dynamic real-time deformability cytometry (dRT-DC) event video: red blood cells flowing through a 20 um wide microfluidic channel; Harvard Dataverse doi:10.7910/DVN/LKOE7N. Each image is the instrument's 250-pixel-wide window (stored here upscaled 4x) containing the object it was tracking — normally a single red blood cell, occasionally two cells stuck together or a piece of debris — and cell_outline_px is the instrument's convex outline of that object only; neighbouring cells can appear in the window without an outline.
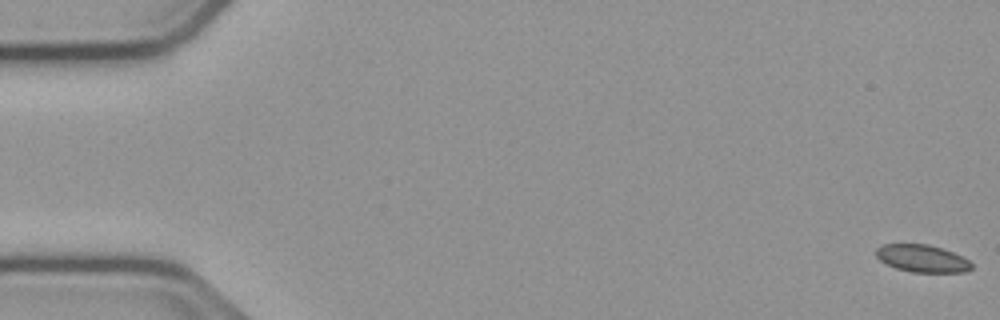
{"species": "common noctule bat (a hibernating species)", "species_latin": "Nyctalus noctula", "temperature_condition": "cold", "stored_images_in_passage": 56, "camera_frame_rate_fps": 3000, "um_per_image_px": 0.085, "animal": {"sex": "male", "body_mass_g": 23.1, "forearm_length_mm": 52.7}, "frame": {"image": 1, "passage_image": 1, "time_ms": 0.0, "image_size_px": [1000, 320], "cell_outline_px": [[972, 268], [964, 272], [912, 272], [896, 268], [880, 260], [876, 256], [876, 248], [880, 244], [928, 244], [952, 252], [968, 260], [972, 264]], "centroid_in_image_um": [78.35, 21.96], "position_along_channel_um": 6.6, "area_um2": 15.09}}
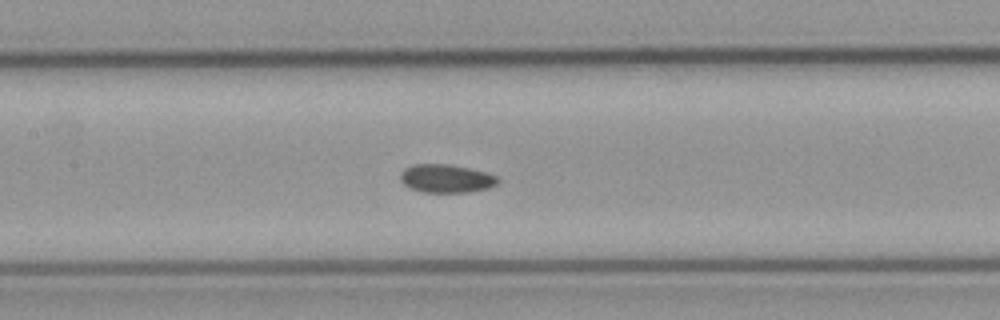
{"frame": {"image": 2, "passage_image": 26, "time_ms": 8.333, "image_size_px": [1000, 320], "cell_outline_px": [[500, 180], [496, 184], [488, 188], [468, 192], [424, 192], [408, 188], [400, 180], [400, 172], [404, 168], [412, 164], [448, 164], [468, 168], [500, 176]], "centroid_in_image_um": [37.91, 15.17], "position_along_channel_um": 169.5, "area_um2": 16.18}}
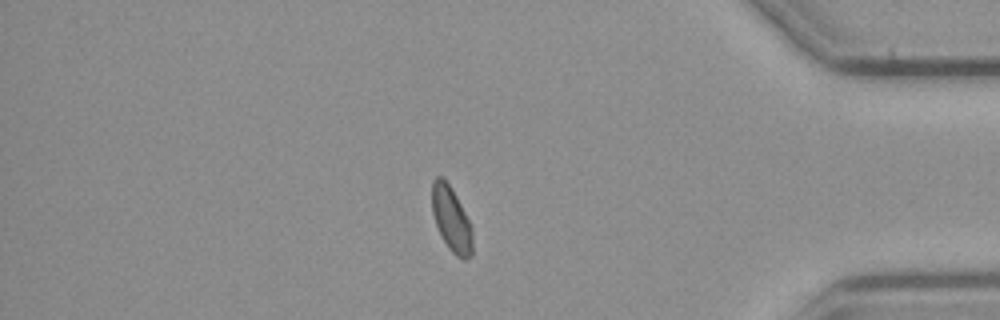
{"frame": {"image": 3, "passage_image": 47, "time_ms": 15.333, "image_size_px": [1000, 320], "cell_outline_px": [[472, 256], [464, 260], [456, 256], [448, 248], [436, 224], [432, 212], [432, 180], [436, 176], [440, 176], [448, 184], [456, 196], [472, 228]], "centroid_in_image_um": [38.36, 18.65], "position_along_channel_um": 396.8, "area_um2": 15.03}, "authors_computed_cell_mechanics": {"area_um2": 15.8083, "velocity_mm_per_s": 3.7525, "shape_relaxation_time_tau1_ms": null, "shape_relaxation_time_tau2_ms": 3.2189, "deformation_change_tau1": null, "deformation_change_tau2": 0.0605}}